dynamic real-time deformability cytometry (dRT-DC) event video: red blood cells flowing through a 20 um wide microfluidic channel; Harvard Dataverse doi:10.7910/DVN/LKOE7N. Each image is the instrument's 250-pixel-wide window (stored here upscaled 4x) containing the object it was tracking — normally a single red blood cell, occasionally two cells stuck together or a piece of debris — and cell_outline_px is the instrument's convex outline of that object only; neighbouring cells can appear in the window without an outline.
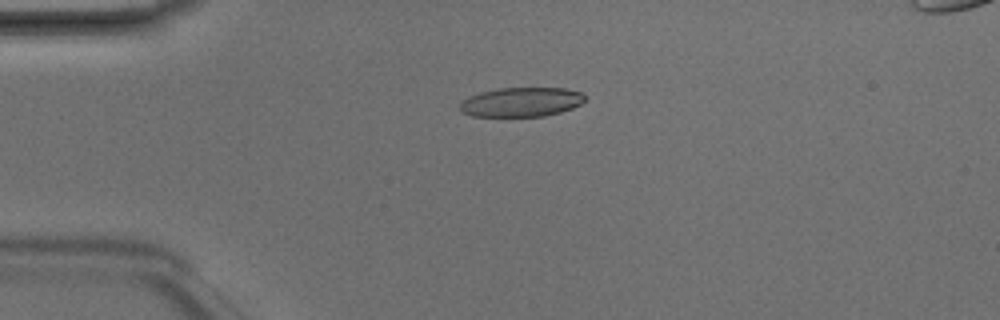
{"species": "Egyptian fruit bat (a non-hibernating species)", "species_latin": "Rousettus aegyptiacus", "temperature_condition": "room temperature", "stored_images_in_passage": 3, "camera_frame_rate_fps": 3000, "um_per_image_px": 0.085, "animal": {"sex": "male"}, "frame": {"image": 1, "passage_image": 3, "time_ms": 0.667, "image_size_px": [1000, 320], "cell_outline_px": [[584, 100], [580, 104], [572, 108], [560, 112], [544, 116], [472, 116], [464, 112], [460, 108], [460, 104], [468, 96], [480, 92], [500, 88], [564, 88], [580, 92], [584, 96]], "centroid_in_image_um": [44.3, 8.67], "position_along_channel_um": 40.7, "area_um2": 21.15}}